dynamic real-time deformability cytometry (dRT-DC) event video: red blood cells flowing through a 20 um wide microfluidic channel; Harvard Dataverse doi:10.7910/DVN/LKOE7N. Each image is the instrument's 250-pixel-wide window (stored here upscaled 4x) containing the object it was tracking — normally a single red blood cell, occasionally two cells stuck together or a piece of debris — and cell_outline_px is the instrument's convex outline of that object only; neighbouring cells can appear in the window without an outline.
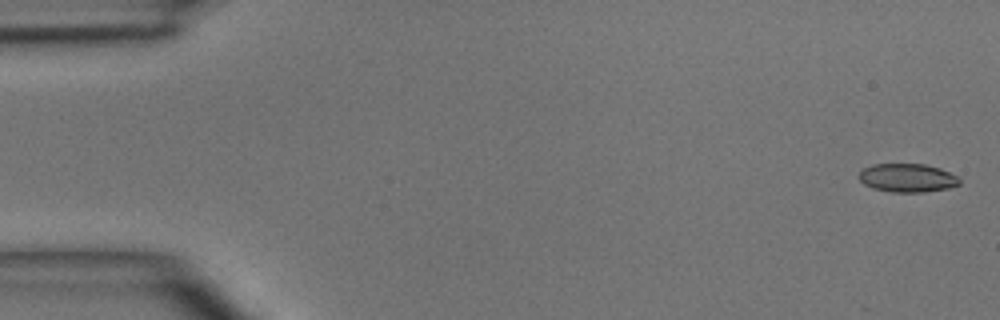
{"species": "common noctule bat (a hibernating species)", "species_latin": "Nyctalus noctula", "temperature_condition": "room temperature", "stored_images_in_passage": 6, "camera_frame_rate_fps": 3000, "um_per_image_px": 0.085, "animal": {"sex": "male", "body_mass_g": 15.6}, "frame": {"image": 1, "passage_image": 1, "time_ms": 0.0, "image_size_px": [1000, 320], "cell_outline_px": [[960, 184], [948, 188], [924, 192], [892, 192], [872, 188], [864, 184], [860, 180], [860, 172], [864, 168], [872, 164], [924, 164], [940, 168], [956, 176], [960, 180]], "centroid_in_image_um": [77.12, 15.12], "position_along_channel_um": 7.9, "area_um2": 16.59}}
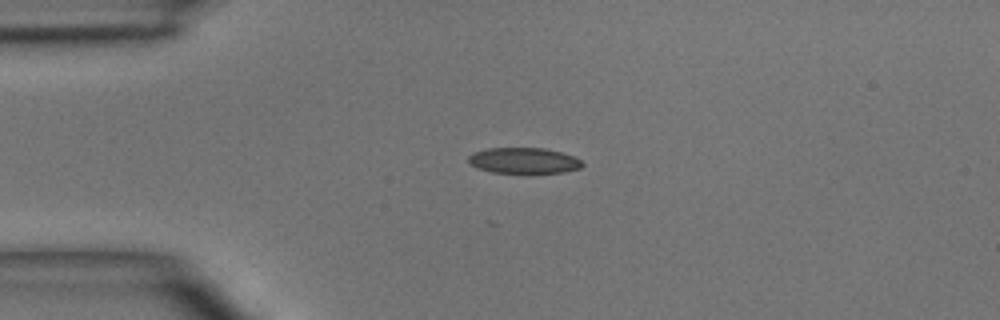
{"frame": {"image": 2, "passage_image": 4, "time_ms": 3.333, "image_size_px": [1000, 320], "cell_outline_px": [[584, 164], [580, 168], [564, 172], [492, 172], [476, 168], [468, 160], [468, 156], [472, 152], [488, 148], [544, 148], [560, 152], [572, 156], [580, 160]], "centroid_in_image_um": [44.49, 13.64], "position_along_channel_um": 40.5, "area_um2": 16.88}}
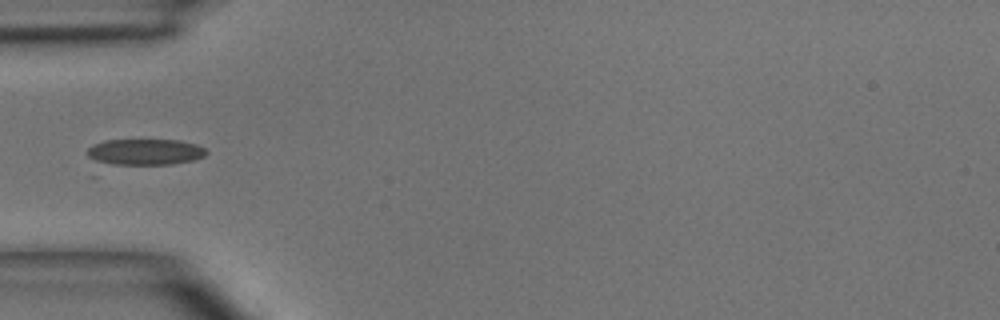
{"frame": {"image": 3, "passage_image": 5, "time_ms": 4.667, "image_size_px": [1000, 320], "cell_outline_px": [[208, 152], [204, 156], [192, 160], [172, 164], [96, 176], [88, 176], [84, 152], [92, 144], [104, 140], [180, 140], [196, 144], [204, 148]], "centroid_in_image_um": [11.72, 13.18], "position_along_channel_um": 73.3, "area_um2": 22.89}}